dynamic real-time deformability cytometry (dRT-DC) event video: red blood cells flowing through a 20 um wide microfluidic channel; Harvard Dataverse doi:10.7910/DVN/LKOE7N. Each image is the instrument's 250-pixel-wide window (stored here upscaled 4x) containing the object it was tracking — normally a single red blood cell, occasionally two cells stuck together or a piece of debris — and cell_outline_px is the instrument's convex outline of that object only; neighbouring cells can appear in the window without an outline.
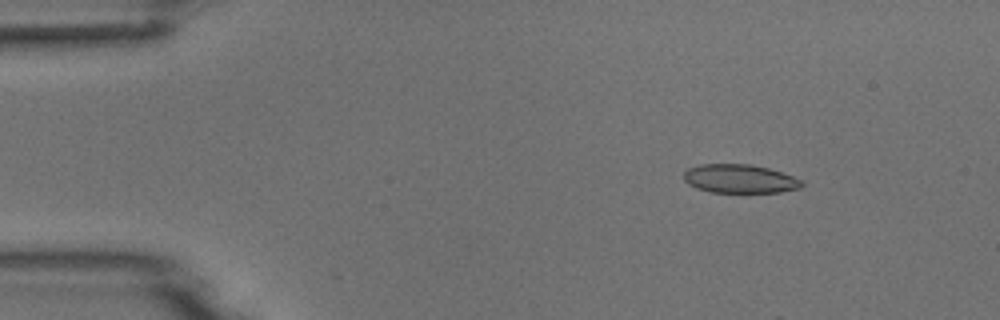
{"species": "common noctule bat (a hibernating species)", "species_latin": "Nyctalus noctula", "temperature_condition": "room temperature", "stored_images_in_passage": 4, "camera_frame_rate_fps": 3000, "um_per_image_px": 0.085, "animal": {"sex": "male", "body_mass_g": 18.8}, "frame": {"image": 1, "passage_image": 2, "time_ms": 1.333, "image_size_px": [1000, 320], "cell_outline_px": [[804, 184], [800, 188], [780, 192], [712, 192], [696, 188], [688, 184], [684, 180], [684, 172], [688, 168], [700, 164], [752, 164], [768, 168], [792, 176], [800, 180]], "centroid_in_image_um": [62.85, 15.19], "position_along_channel_um": 22.1, "area_um2": 19.65}}